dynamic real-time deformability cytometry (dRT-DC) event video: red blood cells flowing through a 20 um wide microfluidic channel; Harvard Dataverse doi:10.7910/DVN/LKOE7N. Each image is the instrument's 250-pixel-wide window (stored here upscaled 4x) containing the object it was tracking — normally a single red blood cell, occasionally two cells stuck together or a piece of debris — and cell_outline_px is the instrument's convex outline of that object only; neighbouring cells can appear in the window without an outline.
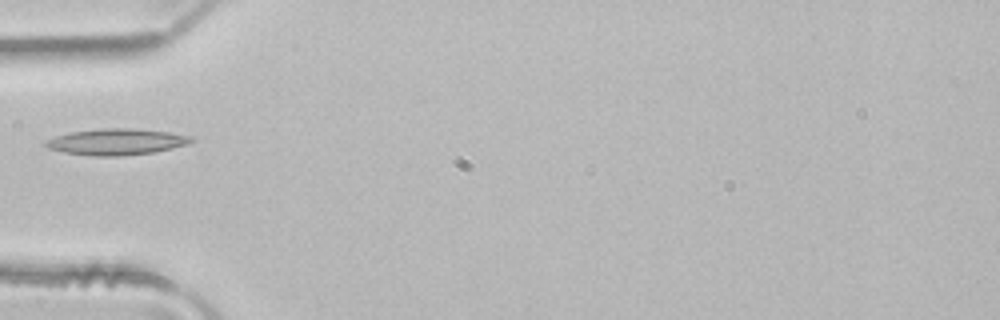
{"species": "common noctule bat (a hibernating species)", "species_latin": "Nyctalus noctula", "temperature_condition": "room temperature", "stored_images_in_passage": 4, "camera_frame_rate_fps": 3000, "um_per_image_px": 0.085, "animal": {"sex": "male", "body_mass_g": 21.5, "forearm_length_mm": 52.0}, "frame": {"image": 1, "passage_image": 4, "time_ms": 1.0, "image_size_px": [1000, 320], "cell_outline_px": [[196, 140], [188, 144], [172, 148], [152, 152], [120, 156], [92, 156], [64, 152], [48, 148], [44, 144], [44, 140], [56, 136], [72, 132], [100, 128], [136, 128], [168, 132], [192, 136]], "centroid_in_image_um": [9.91, 12.05], "position_along_channel_um": 75.1, "area_um2": 22.31}}